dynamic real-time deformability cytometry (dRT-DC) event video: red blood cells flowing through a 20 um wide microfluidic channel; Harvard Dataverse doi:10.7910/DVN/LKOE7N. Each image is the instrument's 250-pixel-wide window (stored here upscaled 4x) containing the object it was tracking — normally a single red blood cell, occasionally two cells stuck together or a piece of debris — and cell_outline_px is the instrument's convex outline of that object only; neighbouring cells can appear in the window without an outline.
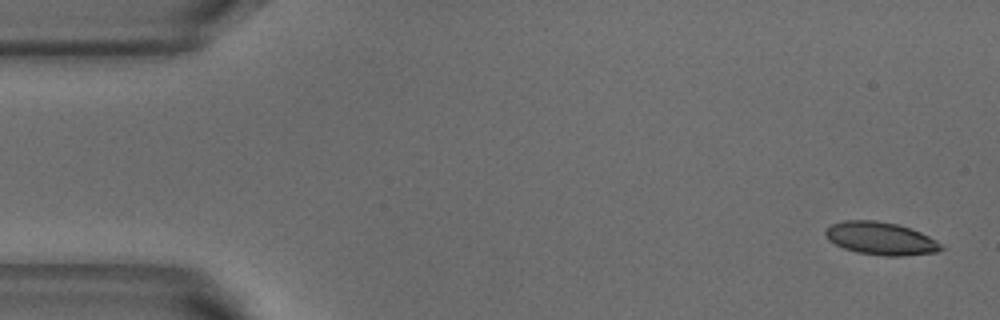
{"species": "common noctule bat (a hibernating species)", "species_latin": "Nyctalus noctula", "temperature_condition": "warm", "stored_images_in_passage": 5, "camera_frame_rate_fps": 3000, "um_per_image_px": 0.085, "animal": {"sex": "male", "body_mass_g": 18.8}, "frame": {"image": 1, "passage_image": 1, "time_ms": 0.0, "image_size_px": [1000, 320], "cell_outline_px": [[944, 248], [936, 252], [904, 256], [884, 256], [856, 252], [844, 248], [828, 240], [824, 236], [824, 232], [832, 224], [844, 220], [876, 220], [896, 224], [920, 232], [936, 240]], "centroid_in_image_um": [74.84, 20.27], "position_along_channel_um": 10.2, "area_um2": 22.02}}
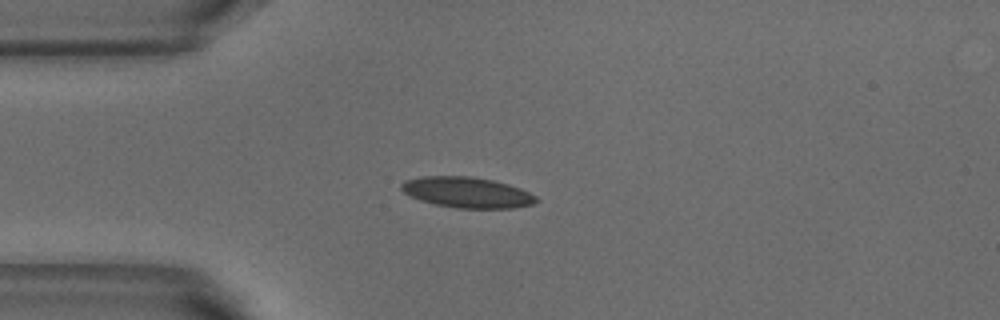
{"frame": {"image": 2, "passage_image": 4, "time_ms": 1.0, "image_size_px": [1000, 320], "cell_outline_px": [[540, 200], [532, 204], [512, 208], [456, 208], [436, 204], [420, 200], [404, 192], [400, 188], [400, 184], [404, 180], [420, 176], [472, 176], [492, 180], [508, 184], [520, 188], [536, 196]], "centroid_in_image_um": [39.69, 16.34], "position_along_channel_um": 45.3, "area_um2": 24.1}}